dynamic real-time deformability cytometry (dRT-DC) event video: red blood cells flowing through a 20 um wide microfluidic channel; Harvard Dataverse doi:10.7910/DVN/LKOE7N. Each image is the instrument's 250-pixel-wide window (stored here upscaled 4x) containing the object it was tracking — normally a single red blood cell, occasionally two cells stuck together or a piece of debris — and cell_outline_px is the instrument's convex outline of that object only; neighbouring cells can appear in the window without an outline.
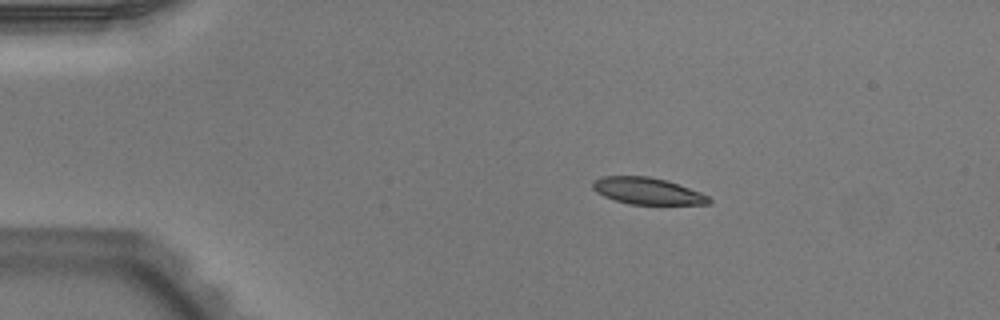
{"species": "Egyptian fruit bat (a non-hibernating species)", "species_latin": "Rousettus aegyptiacus", "temperature_condition": "warm", "stored_images_in_passage": 43, "camera_frame_rate_fps": 3000, "um_per_image_px": 0.085, "animal": {"sex": "male"}, "frame": {"image": 1, "passage_image": 1, "time_ms": 0.0, "image_size_px": [1000, 320], "cell_outline_px": [[712, 200], [708, 204], [628, 204], [604, 196], [596, 192], [592, 188], [592, 184], [596, 180], [604, 176], [648, 176], [668, 180], [700, 192], [708, 196]], "centroid_in_image_um": [55.04, 16.23], "position_along_channel_um": 30.0, "area_um2": 17.98}}
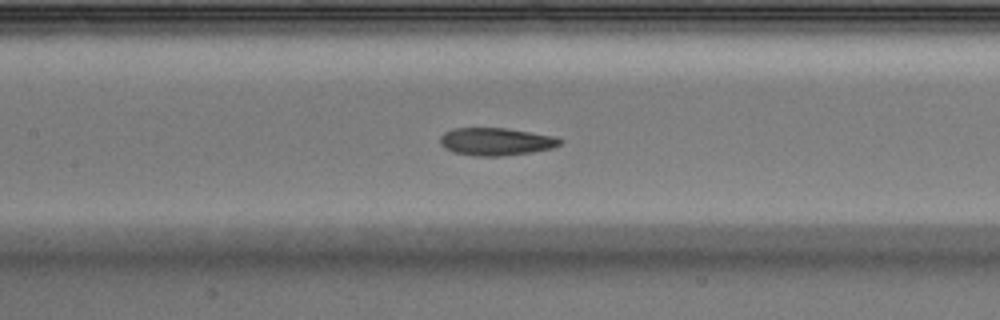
{"frame": {"image": 2, "passage_image": 16, "time_ms": 5.0, "image_size_px": [1000, 320], "cell_outline_px": [[564, 140], [560, 144], [552, 148], [532, 152], [500, 156], [476, 156], [456, 152], [444, 148], [440, 144], [440, 136], [444, 132], [452, 128], [508, 128], [556, 136]], "centroid_in_image_um": [42.17, 12.02], "position_along_channel_um": 165.2, "area_um2": 19.42}}
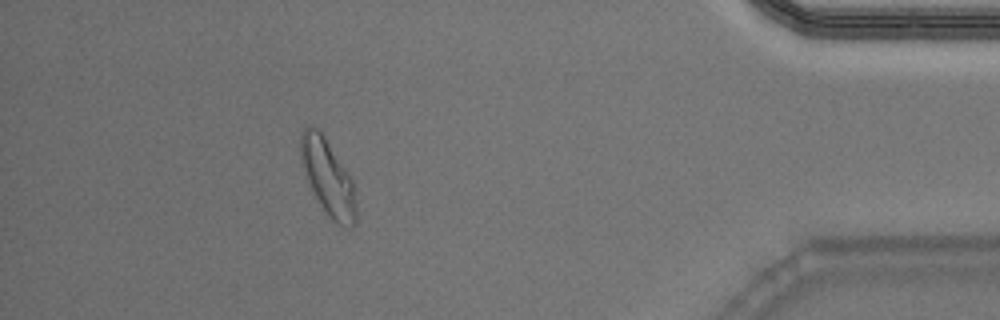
{"frame": {"image": 3, "passage_image": 38, "time_ms": 12.333, "image_size_px": [1000, 320], "cell_outline_px": [[356, 224], [352, 228], [348, 228], [332, 220], [328, 216], [320, 204], [308, 180], [300, 160], [300, 132], [308, 124], [312, 124], [324, 136], [352, 176], [356, 200]], "centroid_in_image_um": [27.89, 15.06], "position_along_channel_um": 407.3, "area_um2": 24.68}, "authors_computed_cell_mechanics": {"area_um2": 19.8832, "velocity_mm_per_s": 3.9351, "shape_relaxation_time_tau1_ms": 5.1309, "shape_relaxation_time_tau2_ms": 2.6533, "deformation_change_tau1": 0.1655, "deformation_change_tau2": 0.0917}}